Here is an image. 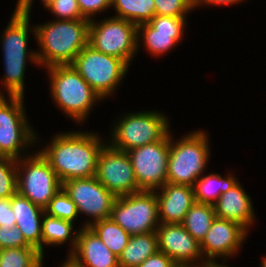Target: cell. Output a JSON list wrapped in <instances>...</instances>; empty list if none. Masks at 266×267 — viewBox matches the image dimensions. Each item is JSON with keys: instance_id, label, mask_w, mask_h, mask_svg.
<instances>
[{"instance_id": "obj_16", "label": "cell", "mask_w": 266, "mask_h": 267, "mask_svg": "<svg viewBox=\"0 0 266 267\" xmlns=\"http://www.w3.org/2000/svg\"><path fill=\"white\" fill-rule=\"evenodd\" d=\"M96 178L116 197L141 191L128 153L114 149L108 143L99 152Z\"/></svg>"}, {"instance_id": "obj_25", "label": "cell", "mask_w": 266, "mask_h": 267, "mask_svg": "<svg viewBox=\"0 0 266 267\" xmlns=\"http://www.w3.org/2000/svg\"><path fill=\"white\" fill-rule=\"evenodd\" d=\"M111 15L136 25L149 22L155 16L154 0H112Z\"/></svg>"}, {"instance_id": "obj_27", "label": "cell", "mask_w": 266, "mask_h": 267, "mask_svg": "<svg viewBox=\"0 0 266 267\" xmlns=\"http://www.w3.org/2000/svg\"><path fill=\"white\" fill-rule=\"evenodd\" d=\"M90 228L117 257L120 256L131 237L129 233L111 218L97 221L93 223Z\"/></svg>"}, {"instance_id": "obj_40", "label": "cell", "mask_w": 266, "mask_h": 267, "mask_svg": "<svg viewBox=\"0 0 266 267\" xmlns=\"http://www.w3.org/2000/svg\"><path fill=\"white\" fill-rule=\"evenodd\" d=\"M61 263H60L61 266L59 265L58 267H74L66 259H64L63 261H61Z\"/></svg>"}, {"instance_id": "obj_35", "label": "cell", "mask_w": 266, "mask_h": 267, "mask_svg": "<svg viewBox=\"0 0 266 267\" xmlns=\"http://www.w3.org/2000/svg\"><path fill=\"white\" fill-rule=\"evenodd\" d=\"M16 219L11 208V198H0V226L14 227Z\"/></svg>"}, {"instance_id": "obj_4", "label": "cell", "mask_w": 266, "mask_h": 267, "mask_svg": "<svg viewBox=\"0 0 266 267\" xmlns=\"http://www.w3.org/2000/svg\"><path fill=\"white\" fill-rule=\"evenodd\" d=\"M48 76L49 99L56 109L78 127L87 124L94 107L104 102L72 65L45 68Z\"/></svg>"}, {"instance_id": "obj_15", "label": "cell", "mask_w": 266, "mask_h": 267, "mask_svg": "<svg viewBox=\"0 0 266 267\" xmlns=\"http://www.w3.org/2000/svg\"><path fill=\"white\" fill-rule=\"evenodd\" d=\"M250 235L240 224L216 217L200 243L202 255L208 264L228 263L238 257Z\"/></svg>"}, {"instance_id": "obj_2", "label": "cell", "mask_w": 266, "mask_h": 267, "mask_svg": "<svg viewBox=\"0 0 266 267\" xmlns=\"http://www.w3.org/2000/svg\"><path fill=\"white\" fill-rule=\"evenodd\" d=\"M10 16L0 34L4 66L3 77L0 79V96L25 97L26 70L31 64L39 66L36 49L29 48L28 45L31 35L36 41V31L31 16L22 14L15 8Z\"/></svg>"}, {"instance_id": "obj_14", "label": "cell", "mask_w": 266, "mask_h": 267, "mask_svg": "<svg viewBox=\"0 0 266 267\" xmlns=\"http://www.w3.org/2000/svg\"><path fill=\"white\" fill-rule=\"evenodd\" d=\"M170 131L157 142L127 151L140 190L155 191L167 183Z\"/></svg>"}, {"instance_id": "obj_7", "label": "cell", "mask_w": 266, "mask_h": 267, "mask_svg": "<svg viewBox=\"0 0 266 267\" xmlns=\"http://www.w3.org/2000/svg\"><path fill=\"white\" fill-rule=\"evenodd\" d=\"M25 97L0 96V156L15 160L37 147V132L28 118Z\"/></svg>"}, {"instance_id": "obj_23", "label": "cell", "mask_w": 266, "mask_h": 267, "mask_svg": "<svg viewBox=\"0 0 266 267\" xmlns=\"http://www.w3.org/2000/svg\"><path fill=\"white\" fill-rule=\"evenodd\" d=\"M210 172H207L208 174L205 172L193 186L197 203L213 205L221 194L226 193L240 181L239 177L236 174L234 175V173H237L234 170L233 173L231 170L224 172V176L221 173Z\"/></svg>"}, {"instance_id": "obj_29", "label": "cell", "mask_w": 266, "mask_h": 267, "mask_svg": "<svg viewBox=\"0 0 266 267\" xmlns=\"http://www.w3.org/2000/svg\"><path fill=\"white\" fill-rule=\"evenodd\" d=\"M45 213L78 224L79 214L76 205L62 188L50 200L48 207L45 209Z\"/></svg>"}, {"instance_id": "obj_6", "label": "cell", "mask_w": 266, "mask_h": 267, "mask_svg": "<svg viewBox=\"0 0 266 267\" xmlns=\"http://www.w3.org/2000/svg\"><path fill=\"white\" fill-rule=\"evenodd\" d=\"M147 110L122 112L110 125L107 143L114 149L129 151L160 141L172 128L165 111Z\"/></svg>"}, {"instance_id": "obj_41", "label": "cell", "mask_w": 266, "mask_h": 267, "mask_svg": "<svg viewBox=\"0 0 266 267\" xmlns=\"http://www.w3.org/2000/svg\"><path fill=\"white\" fill-rule=\"evenodd\" d=\"M260 266L259 267H266V254L263 255V257H261L260 259Z\"/></svg>"}, {"instance_id": "obj_22", "label": "cell", "mask_w": 266, "mask_h": 267, "mask_svg": "<svg viewBox=\"0 0 266 267\" xmlns=\"http://www.w3.org/2000/svg\"><path fill=\"white\" fill-rule=\"evenodd\" d=\"M71 221L53 217L44 213L42 218V255L45 256L46 248L68 246L67 257L76 246L79 227ZM76 228V229H75ZM69 243V244H68Z\"/></svg>"}, {"instance_id": "obj_5", "label": "cell", "mask_w": 266, "mask_h": 267, "mask_svg": "<svg viewBox=\"0 0 266 267\" xmlns=\"http://www.w3.org/2000/svg\"><path fill=\"white\" fill-rule=\"evenodd\" d=\"M207 132L203 128L193 129L176 139L174 131L170 130L168 183L193 187L195 182L208 170L210 159H212V147L209 139L211 135Z\"/></svg>"}, {"instance_id": "obj_37", "label": "cell", "mask_w": 266, "mask_h": 267, "mask_svg": "<svg viewBox=\"0 0 266 267\" xmlns=\"http://www.w3.org/2000/svg\"><path fill=\"white\" fill-rule=\"evenodd\" d=\"M247 2L246 0H194V12L199 11L200 7L208 8V7H221V6H226V7H231L236 4H241Z\"/></svg>"}, {"instance_id": "obj_9", "label": "cell", "mask_w": 266, "mask_h": 267, "mask_svg": "<svg viewBox=\"0 0 266 267\" xmlns=\"http://www.w3.org/2000/svg\"><path fill=\"white\" fill-rule=\"evenodd\" d=\"M16 167L17 192L45 210L62 188L48 160L36 148L29 155L16 160Z\"/></svg>"}, {"instance_id": "obj_34", "label": "cell", "mask_w": 266, "mask_h": 267, "mask_svg": "<svg viewBox=\"0 0 266 267\" xmlns=\"http://www.w3.org/2000/svg\"><path fill=\"white\" fill-rule=\"evenodd\" d=\"M82 16L85 19L93 20L104 17V12L111 9L112 0H77ZM103 14V15H102ZM98 15V16H97Z\"/></svg>"}, {"instance_id": "obj_12", "label": "cell", "mask_w": 266, "mask_h": 267, "mask_svg": "<svg viewBox=\"0 0 266 267\" xmlns=\"http://www.w3.org/2000/svg\"><path fill=\"white\" fill-rule=\"evenodd\" d=\"M62 189L75 203L79 217H86L85 221H80L79 229L110 218L117 197L96 176L66 180L62 183Z\"/></svg>"}, {"instance_id": "obj_39", "label": "cell", "mask_w": 266, "mask_h": 267, "mask_svg": "<svg viewBox=\"0 0 266 267\" xmlns=\"http://www.w3.org/2000/svg\"><path fill=\"white\" fill-rule=\"evenodd\" d=\"M205 267H234L229 263L205 264Z\"/></svg>"}, {"instance_id": "obj_30", "label": "cell", "mask_w": 266, "mask_h": 267, "mask_svg": "<svg viewBox=\"0 0 266 267\" xmlns=\"http://www.w3.org/2000/svg\"><path fill=\"white\" fill-rule=\"evenodd\" d=\"M16 192V160L0 156V198H11Z\"/></svg>"}, {"instance_id": "obj_38", "label": "cell", "mask_w": 266, "mask_h": 267, "mask_svg": "<svg viewBox=\"0 0 266 267\" xmlns=\"http://www.w3.org/2000/svg\"><path fill=\"white\" fill-rule=\"evenodd\" d=\"M41 3L40 5H43L42 7L45 9L49 4H51L54 0H39ZM35 0H17L15 6V9L19 11L22 14L32 16V9H34Z\"/></svg>"}, {"instance_id": "obj_20", "label": "cell", "mask_w": 266, "mask_h": 267, "mask_svg": "<svg viewBox=\"0 0 266 267\" xmlns=\"http://www.w3.org/2000/svg\"><path fill=\"white\" fill-rule=\"evenodd\" d=\"M160 223H182L196 202L194 189L189 185L165 183L155 190Z\"/></svg>"}, {"instance_id": "obj_11", "label": "cell", "mask_w": 266, "mask_h": 267, "mask_svg": "<svg viewBox=\"0 0 266 267\" xmlns=\"http://www.w3.org/2000/svg\"><path fill=\"white\" fill-rule=\"evenodd\" d=\"M110 218L130 235L156 232L161 223L155 191L117 197Z\"/></svg>"}, {"instance_id": "obj_28", "label": "cell", "mask_w": 266, "mask_h": 267, "mask_svg": "<svg viewBox=\"0 0 266 267\" xmlns=\"http://www.w3.org/2000/svg\"><path fill=\"white\" fill-rule=\"evenodd\" d=\"M44 259L35 247L0 249V267H44Z\"/></svg>"}, {"instance_id": "obj_24", "label": "cell", "mask_w": 266, "mask_h": 267, "mask_svg": "<svg viewBox=\"0 0 266 267\" xmlns=\"http://www.w3.org/2000/svg\"><path fill=\"white\" fill-rule=\"evenodd\" d=\"M158 251L156 232L131 235L127 246L118 257L119 267H139Z\"/></svg>"}, {"instance_id": "obj_3", "label": "cell", "mask_w": 266, "mask_h": 267, "mask_svg": "<svg viewBox=\"0 0 266 267\" xmlns=\"http://www.w3.org/2000/svg\"><path fill=\"white\" fill-rule=\"evenodd\" d=\"M36 54L39 68L71 65L78 53L88 45L89 20H54L35 23Z\"/></svg>"}, {"instance_id": "obj_1", "label": "cell", "mask_w": 266, "mask_h": 267, "mask_svg": "<svg viewBox=\"0 0 266 267\" xmlns=\"http://www.w3.org/2000/svg\"><path fill=\"white\" fill-rule=\"evenodd\" d=\"M83 130L54 133L47 144L37 132L36 148L48 160L61 183L96 176L98 155L107 139L95 130Z\"/></svg>"}, {"instance_id": "obj_32", "label": "cell", "mask_w": 266, "mask_h": 267, "mask_svg": "<svg viewBox=\"0 0 266 267\" xmlns=\"http://www.w3.org/2000/svg\"><path fill=\"white\" fill-rule=\"evenodd\" d=\"M45 11L50 12L54 20L85 19L77 0H54L45 8Z\"/></svg>"}, {"instance_id": "obj_36", "label": "cell", "mask_w": 266, "mask_h": 267, "mask_svg": "<svg viewBox=\"0 0 266 267\" xmlns=\"http://www.w3.org/2000/svg\"><path fill=\"white\" fill-rule=\"evenodd\" d=\"M139 267H178L171 258L159 250L146 258Z\"/></svg>"}, {"instance_id": "obj_13", "label": "cell", "mask_w": 266, "mask_h": 267, "mask_svg": "<svg viewBox=\"0 0 266 267\" xmlns=\"http://www.w3.org/2000/svg\"><path fill=\"white\" fill-rule=\"evenodd\" d=\"M187 20V17L155 15L149 22L137 25V52L142 48L151 58L166 56L186 38Z\"/></svg>"}, {"instance_id": "obj_26", "label": "cell", "mask_w": 266, "mask_h": 267, "mask_svg": "<svg viewBox=\"0 0 266 267\" xmlns=\"http://www.w3.org/2000/svg\"><path fill=\"white\" fill-rule=\"evenodd\" d=\"M215 218L213 205L195 202L181 224L193 238L201 243Z\"/></svg>"}, {"instance_id": "obj_21", "label": "cell", "mask_w": 266, "mask_h": 267, "mask_svg": "<svg viewBox=\"0 0 266 267\" xmlns=\"http://www.w3.org/2000/svg\"><path fill=\"white\" fill-rule=\"evenodd\" d=\"M16 224L25 240L42 254V218L45 210L16 192L11 197Z\"/></svg>"}, {"instance_id": "obj_17", "label": "cell", "mask_w": 266, "mask_h": 267, "mask_svg": "<svg viewBox=\"0 0 266 267\" xmlns=\"http://www.w3.org/2000/svg\"><path fill=\"white\" fill-rule=\"evenodd\" d=\"M158 250L166 254L178 267H199L208 264L200 243L181 223H161L156 229Z\"/></svg>"}, {"instance_id": "obj_8", "label": "cell", "mask_w": 266, "mask_h": 267, "mask_svg": "<svg viewBox=\"0 0 266 267\" xmlns=\"http://www.w3.org/2000/svg\"><path fill=\"white\" fill-rule=\"evenodd\" d=\"M71 65L103 101L116 96L130 71L122 59L101 53L89 44L78 53Z\"/></svg>"}, {"instance_id": "obj_18", "label": "cell", "mask_w": 266, "mask_h": 267, "mask_svg": "<svg viewBox=\"0 0 266 267\" xmlns=\"http://www.w3.org/2000/svg\"><path fill=\"white\" fill-rule=\"evenodd\" d=\"M74 267H119L118 257L90 228H80L75 249L65 258Z\"/></svg>"}, {"instance_id": "obj_31", "label": "cell", "mask_w": 266, "mask_h": 267, "mask_svg": "<svg viewBox=\"0 0 266 267\" xmlns=\"http://www.w3.org/2000/svg\"><path fill=\"white\" fill-rule=\"evenodd\" d=\"M155 15L187 17L194 11V0H154Z\"/></svg>"}, {"instance_id": "obj_33", "label": "cell", "mask_w": 266, "mask_h": 267, "mask_svg": "<svg viewBox=\"0 0 266 267\" xmlns=\"http://www.w3.org/2000/svg\"><path fill=\"white\" fill-rule=\"evenodd\" d=\"M33 247L24 238L23 233L17 226H0V249Z\"/></svg>"}, {"instance_id": "obj_19", "label": "cell", "mask_w": 266, "mask_h": 267, "mask_svg": "<svg viewBox=\"0 0 266 267\" xmlns=\"http://www.w3.org/2000/svg\"><path fill=\"white\" fill-rule=\"evenodd\" d=\"M243 186L239 181L226 193L221 194L213 206L216 217L238 223L251 233L250 228L255 227L258 218L251 195Z\"/></svg>"}, {"instance_id": "obj_10", "label": "cell", "mask_w": 266, "mask_h": 267, "mask_svg": "<svg viewBox=\"0 0 266 267\" xmlns=\"http://www.w3.org/2000/svg\"><path fill=\"white\" fill-rule=\"evenodd\" d=\"M109 16V17H107ZM89 20L88 44L106 55L122 59L129 67L137 56V25L107 15Z\"/></svg>"}]
</instances>
